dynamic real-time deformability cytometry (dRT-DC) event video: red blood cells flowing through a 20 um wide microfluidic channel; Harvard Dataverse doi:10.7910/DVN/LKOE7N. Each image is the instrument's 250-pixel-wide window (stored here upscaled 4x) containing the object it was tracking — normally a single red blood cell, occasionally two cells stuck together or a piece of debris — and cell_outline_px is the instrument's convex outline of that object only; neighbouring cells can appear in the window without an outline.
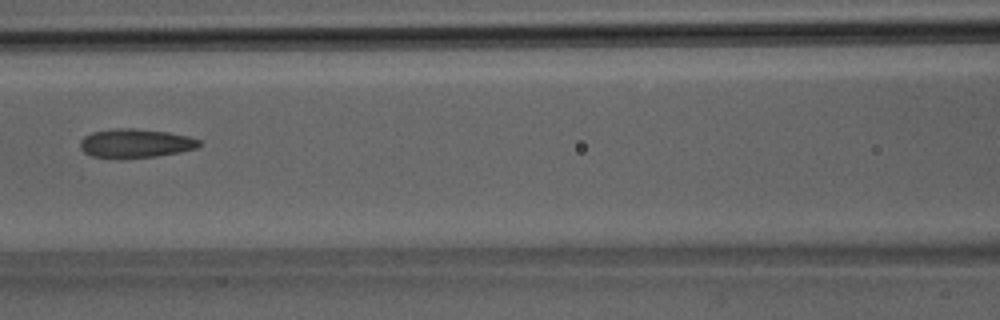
{"species": "Egyptian fruit bat (a non-hibernating species)", "species_latin": "Rousettus aegyptiacus", "temperature_condition": "room temperature", "stored_images_in_passage": 23, "camera_frame_rate_fps": 3000, "um_per_image_px": 0.085, "animal": {"sex": "male"}, "frame": {"image": 1, "passage_image": 6, "time_ms": 1.667, "image_size_px": [1000, 320], "cell_outline_px": [[200, 144], [196, 148], [180, 152], [156, 156], [92, 156], [84, 152], [80, 148], [80, 140], [84, 136], [92, 132], [116, 128], [132, 128], [168, 132], [188, 136], [200, 140]], "centroid_in_image_um": [11.52, 12.14], "position_along_channel_um": 155.1, "area_um2": 19.42}}
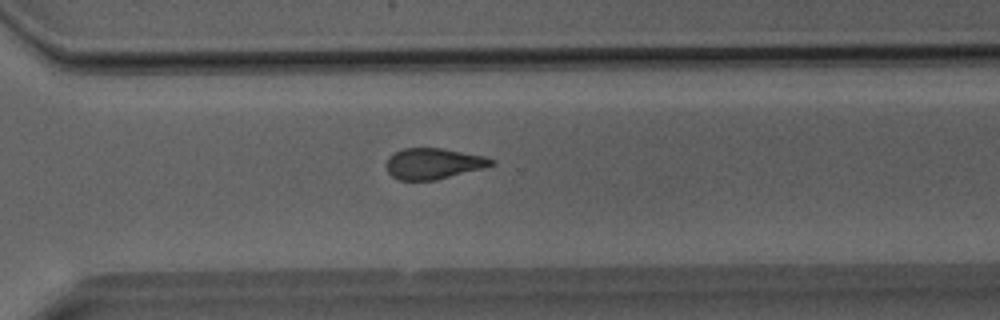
{"frame": {"image": 2, "passage_image": 16, "time_ms": 5.0, "image_size_px": [1000, 320], "cell_outline_px": [[496, 164], [436, 180], [396, 180], [388, 172], [388, 156], [392, 152], [404, 148], [440, 148], [484, 156], [496, 160]], "centroid_in_image_um": [36.82, 13.9], "position_along_channel_um": 333.8, "area_um2": 18.79}}
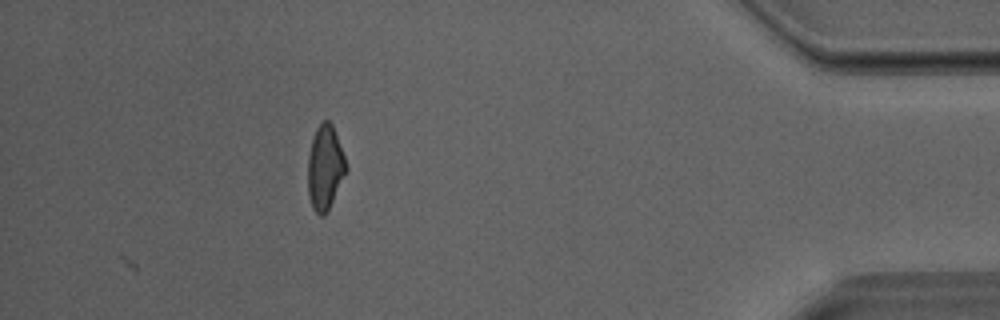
{"frame": {"image": 3, "passage_image": 23, "time_ms": 7.333, "image_size_px": [1000, 320], "cell_outline_px": [[348, 168], [328, 212], [324, 216], [320, 216], [312, 208], [308, 196], [308, 156], [312, 136], [316, 128], [324, 120], [328, 120], [332, 124], [344, 156]], "centroid_in_image_um": [27.62, 14.27], "position_along_channel_um": 407.6, "area_um2": 18.96}}